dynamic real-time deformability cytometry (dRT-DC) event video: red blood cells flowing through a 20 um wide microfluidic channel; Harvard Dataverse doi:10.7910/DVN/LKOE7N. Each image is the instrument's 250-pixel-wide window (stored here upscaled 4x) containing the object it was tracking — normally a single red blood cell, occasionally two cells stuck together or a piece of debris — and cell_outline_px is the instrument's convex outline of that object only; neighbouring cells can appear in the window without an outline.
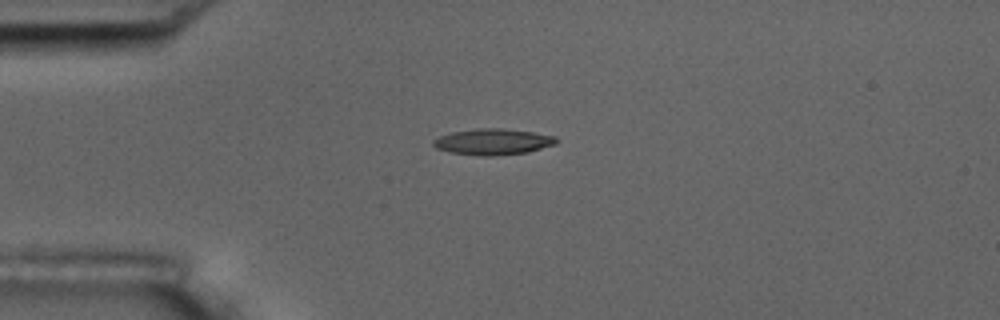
{"species": "common noctule bat (a hibernating species)", "species_latin": "Nyctalus noctula", "temperature_condition": "room temperature", "stored_images_in_passage": 4, "camera_frame_rate_fps": 3000, "um_per_image_px": 0.085, "animal": {"sex": "male", "body_mass_g": 17.5, "forearm_length_mm": 52.3}, "frame": {"image": 1, "passage_image": 1, "time_ms": 0.0, "image_size_px": [1000, 320], "cell_outline_px": [[560, 140], [556, 144], [528, 152], [492, 156], [480, 156], [452, 152], [436, 148], [432, 144], [432, 140], [440, 136], [452, 132], [476, 128], [504, 128], [532, 132], [556, 136]], "centroid_in_image_um": [41.93, 12.04], "position_along_channel_um": 43.1, "area_um2": 18.79}}